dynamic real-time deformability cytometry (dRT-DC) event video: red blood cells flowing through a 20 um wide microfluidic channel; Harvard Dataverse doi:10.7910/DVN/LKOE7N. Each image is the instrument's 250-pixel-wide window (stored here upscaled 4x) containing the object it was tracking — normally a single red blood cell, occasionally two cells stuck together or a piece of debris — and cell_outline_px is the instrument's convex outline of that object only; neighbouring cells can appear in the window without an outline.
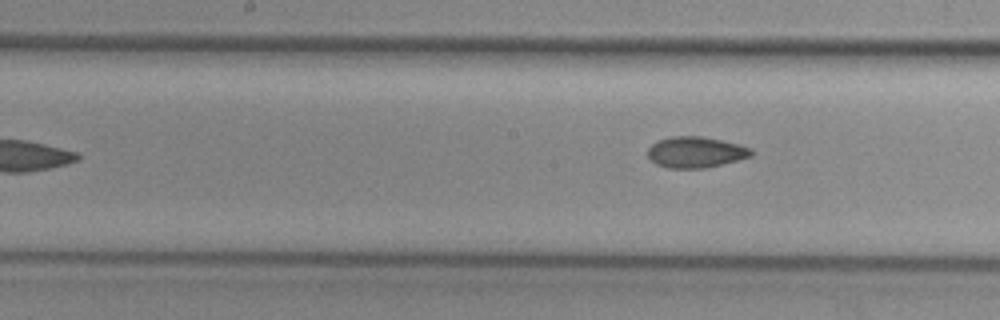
{"species": "common noctule bat (a hibernating species)", "species_latin": "Nyctalus noctula", "temperature_condition": "cold", "stored_images_in_passage": 6, "camera_frame_rate_fps": 3000, "um_per_image_px": 0.085, "animal": {"sex": "female", "body_mass_g": 29.2, "forearm_length_mm": 56.3}, "frame": {"image": 1, "passage_image": 6, "time_ms": 1.667, "image_size_px": [1000, 320], "cell_outline_px": [[752, 156], [704, 168], [668, 168], [656, 164], [648, 156], [648, 148], [652, 144], [660, 140], [672, 136], [700, 136], [740, 144], [752, 148]], "centroid_in_image_um": [59.13, 12.93], "position_along_channel_um": 189.1, "area_um2": 18.5}}